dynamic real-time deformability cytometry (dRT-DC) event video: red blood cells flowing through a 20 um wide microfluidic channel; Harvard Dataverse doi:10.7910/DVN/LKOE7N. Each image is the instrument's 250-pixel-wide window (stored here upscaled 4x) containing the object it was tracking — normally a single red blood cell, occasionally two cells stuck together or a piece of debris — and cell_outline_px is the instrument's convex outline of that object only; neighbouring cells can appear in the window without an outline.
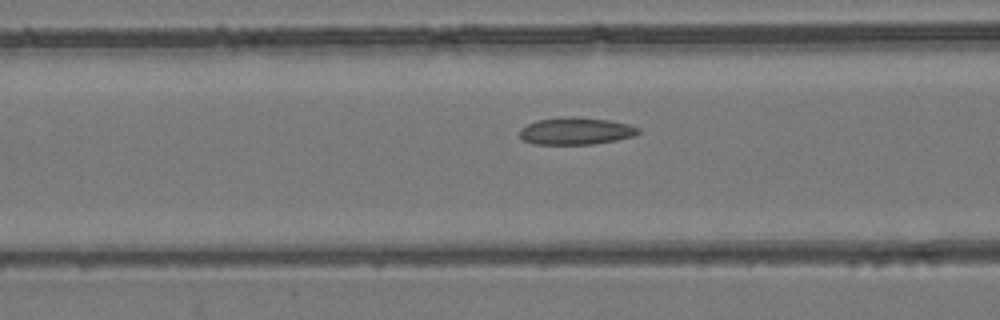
{"species": "common noctule bat (a hibernating species)", "species_latin": "Nyctalus noctula", "temperature_condition": "room temperature", "stored_images_in_passage": 38, "camera_frame_rate_fps": 3000, "um_per_image_px": 0.085, "animal": {"sex": "female", "body_mass_g": 24.6, "forearm_length_mm": 56.2}, "frame": {"image": 1, "passage_image": 9, "time_ms": 2.667, "image_size_px": [1000, 320], "cell_outline_px": [[640, 132], [636, 136], [596, 144], [532, 144], [524, 140], [520, 136], [520, 128], [536, 120], [564, 116], [572, 116], [608, 120], [628, 124], [640, 128]], "centroid_in_image_um": [48.96, 11.13], "position_along_channel_um": 117.6, "area_um2": 18.96}}
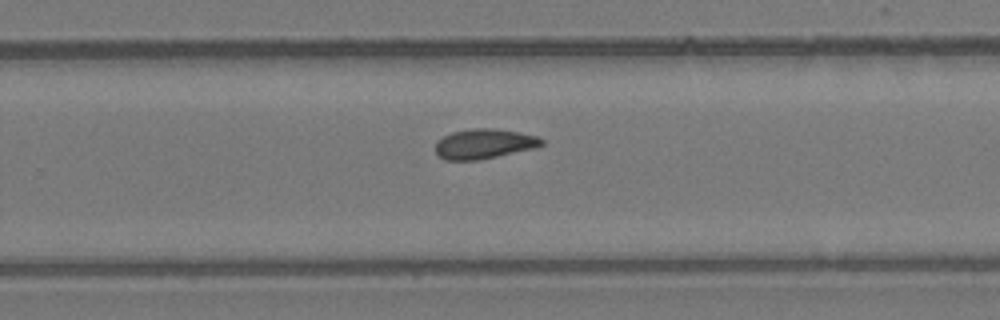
{"frame": {"image": 2, "passage_image": 21, "time_ms": 6.667, "image_size_px": [1000, 320], "cell_outline_px": [[544, 144], [536, 148], [480, 160], [444, 160], [436, 152], [436, 140], [452, 132], [476, 128], [492, 128], [516, 132], [536, 136], [544, 140]], "centroid_in_image_um": [41.15, 12.24], "position_along_channel_um": 288.6, "area_um2": 18.44}}
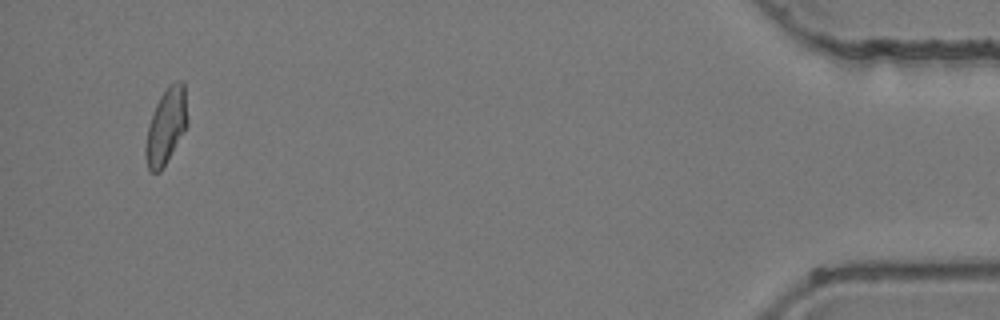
{"frame": {"image": 3, "passage_image": 36, "time_ms": 11.667, "image_size_px": [1000, 320], "cell_outline_px": [[188, 124], [184, 132], [160, 172], [152, 172], [148, 168], [144, 156], [144, 148], [148, 124], [156, 104], [160, 96], [168, 84], [176, 80], [180, 80], [184, 84], [188, 120]], "centroid_in_image_um": [14.11, 10.71], "position_along_channel_um": 421.1, "area_um2": 18.61}}